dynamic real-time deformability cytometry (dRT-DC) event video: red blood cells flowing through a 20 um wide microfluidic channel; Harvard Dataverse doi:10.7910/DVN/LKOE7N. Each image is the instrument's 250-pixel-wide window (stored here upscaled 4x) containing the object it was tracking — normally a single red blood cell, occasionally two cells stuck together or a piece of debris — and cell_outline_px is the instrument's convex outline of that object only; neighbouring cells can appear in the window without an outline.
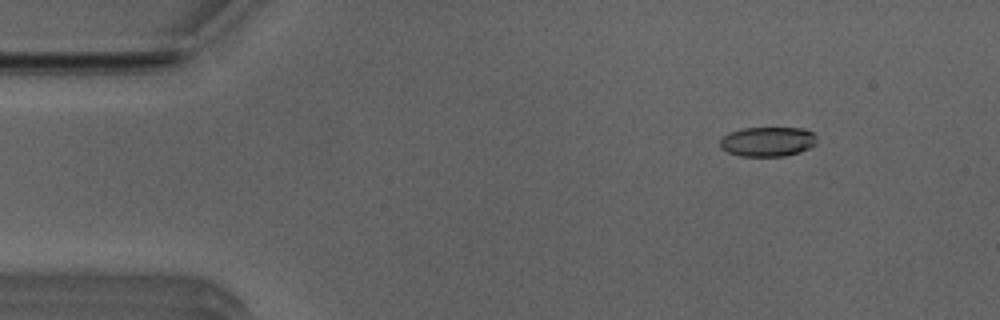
{"species": "Egyptian fruit bat (a non-hibernating species)", "species_latin": "Rousettus aegyptiacus", "temperature_condition": "room temperature", "stored_images_in_passage": 46, "camera_frame_rate_fps": 3000, "um_per_image_px": 0.085, "animal": {"sex": "male"}, "frame": {"image": 1, "passage_image": 1, "time_ms": 0.0, "image_size_px": [1000, 320], "cell_outline_px": [[816, 144], [800, 152], [784, 156], [740, 156], [728, 152], [720, 148], [720, 140], [724, 136], [732, 132], [744, 128], [804, 128], [812, 132], [816, 136]], "centroid_in_image_um": [65.27, 12.04], "position_along_channel_um": 19.7, "area_um2": 16.65}}
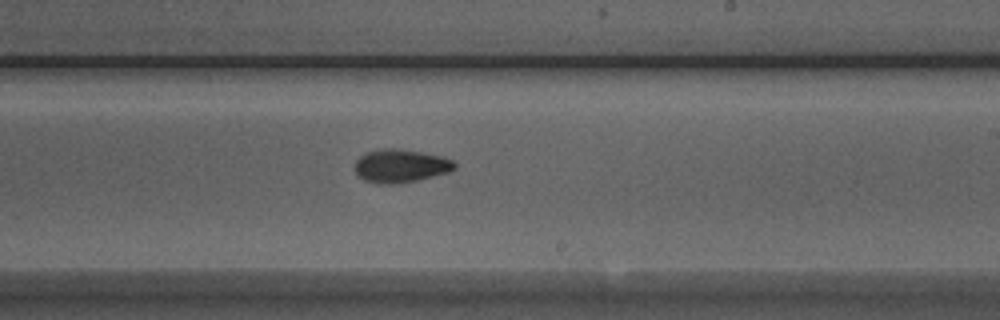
{"frame": {"image": 2, "passage_image": 25, "time_ms": 8.0, "image_size_px": [1000, 320], "cell_outline_px": [[456, 168], [448, 172], [416, 180], [392, 184], [380, 184], [364, 180], [356, 172], [356, 160], [360, 156], [368, 152], [384, 148], [396, 148], [444, 156], [452, 160], [456, 164]], "centroid_in_image_um": [34.07, 14.09], "position_along_channel_um": 254.9, "area_um2": 19.07}}
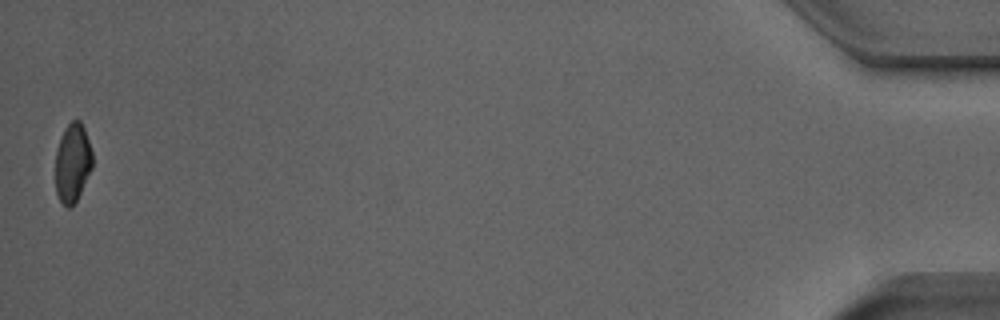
{"frame": {"image": 3, "passage_image": 46, "time_ms": 15.0, "image_size_px": [1000, 320], "cell_outline_px": [[92, 168], [76, 200], [68, 208], [60, 200], [56, 192], [56, 152], [60, 140], [68, 124], [72, 120], [80, 120], [84, 128], [92, 152]], "centroid_in_image_um": [6.17, 13.83], "position_along_channel_um": 429.0, "area_um2": 16.53}, "authors_computed_cell_mechanics": {"area_um2": 18.496, "velocity_mm_per_s": 3.948, "shape_relaxation_time_tau1_ms": 4.8996, "shape_relaxation_time_tau2_ms": 4.4042, "deformation_change_tau1": 0.1489, "deformation_change_tau2": 0.0869}}